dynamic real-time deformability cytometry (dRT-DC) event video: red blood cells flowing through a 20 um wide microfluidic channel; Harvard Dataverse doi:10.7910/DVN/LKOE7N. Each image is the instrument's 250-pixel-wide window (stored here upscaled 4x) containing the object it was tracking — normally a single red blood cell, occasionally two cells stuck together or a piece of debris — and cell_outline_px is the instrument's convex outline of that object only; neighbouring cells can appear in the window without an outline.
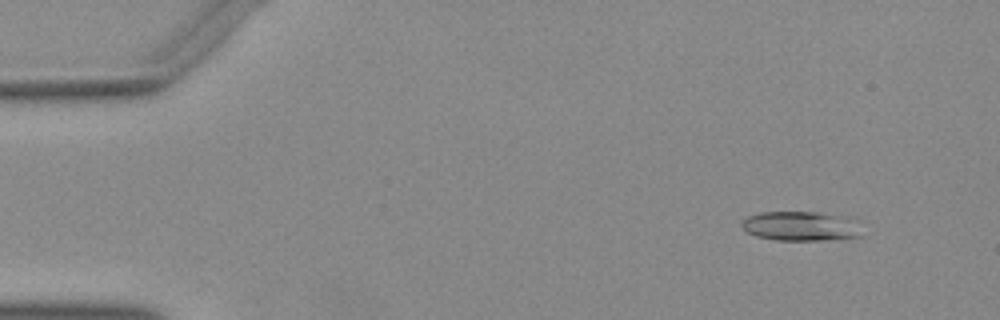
{"species": "Egyptian fruit bat (a non-hibernating species)", "species_latin": "Rousettus aegyptiacus", "temperature_condition": "warm", "stored_images_in_passage": 49, "camera_frame_rate_fps": 3000, "um_per_image_px": 0.085, "animal": {"sex": "female"}, "frame": {"image": 1, "passage_image": 2, "time_ms": 0.333, "image_size_px": [1000, 320], "cell_outline_px": [[864, 236], [820, 240], [776, 240], [756, 236], [748, 232], [740, 224], [748, 216], [760, 212], [816, 212], [836, 216]], "centroid_in_image_um": [67.83, 19.24], "position_along_channel_um": 17.2, "area_um2": 19.36}}
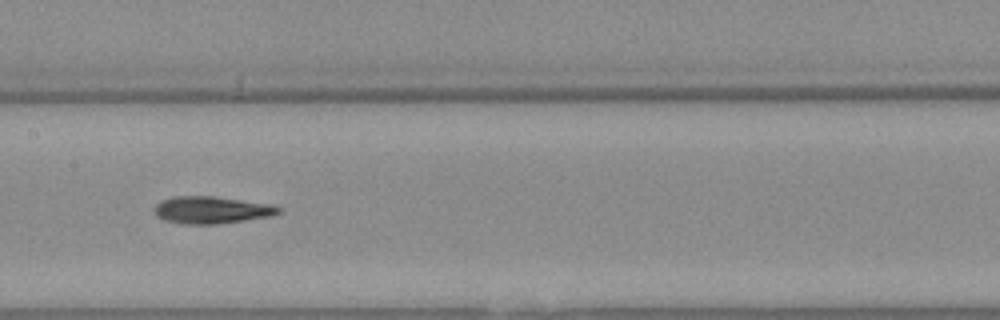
{"frame": {"image": 2, "passage_image": 23, "time_ms": 7.333, "image_size_px": [1000, 320], "cell_outline_px": [[280, 212], [272, 216], [216, 224], [184, 224], [164, 220], [156, 216], [152, 208], [160, 200], [172, 196], [212, 196], [268, 204], [280, 208]], "centroid_in_image_um": [17.89, 17.85], "position_along_channel_um": 189.5, "area_um2": 19.59}}
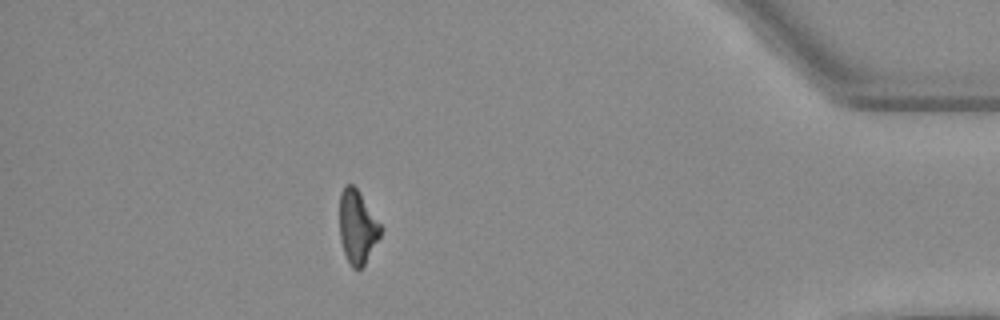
{"frame": {"image": 3, "passage_image": 43, "time_ms": 14.0, "image_size_px": [1000, 320], "cell_outline_px": [[384, 228], [380, 236], [364, 264], [360, 268], [352, 268], [344, 252], [340, 236], [340, 192], [344, 184], [352, 184], [356, 188]], "centroid_in_image_um": [30.38, 19.26], "position_along_channel_um": 404.8, "area_um2": 17.34}}